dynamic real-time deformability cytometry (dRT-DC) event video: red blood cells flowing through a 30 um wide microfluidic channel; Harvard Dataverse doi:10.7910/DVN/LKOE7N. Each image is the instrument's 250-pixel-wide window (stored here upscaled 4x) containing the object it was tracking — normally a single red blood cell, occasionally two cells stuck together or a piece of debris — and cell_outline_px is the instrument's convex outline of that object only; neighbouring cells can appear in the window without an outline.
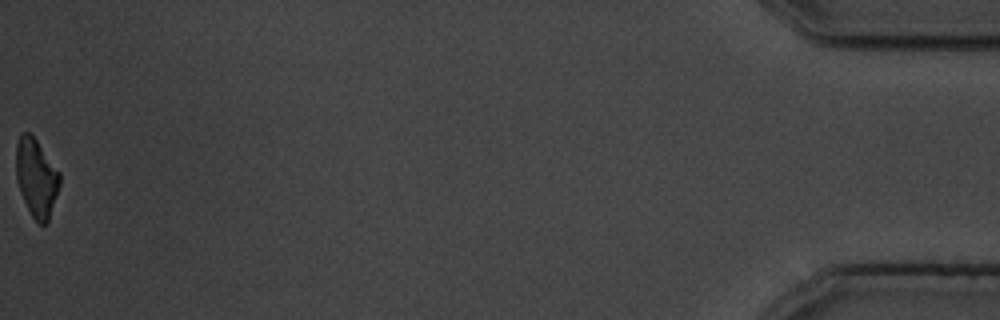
{"species": "common noctule bat (a hibernating species)", "species_latin": "Nyctalus noctula", "temperature_condition": "cold", "stored_images_in_passage": 39, "camera_frame_rate_fps": 3000, "um_per_image_px": 0.085, "animal": {"sex": "male", "body_mass_g": 19.5, "forearm_length_mm": 54.6}, "frame": {"image": 1, "passage_image": 39, "time_ms": 12.667, "image_size_px": [1000, 320], "cell_outline_px": [[60, 184], [48, 224], [40, 224], [32, 216], [24, 200], [16, 180], [16, 144], [20, 136], [24, 132], [28, 132], [36, 140], [60, 172]], "centroid_in_image_um": [3.1, 15.13], "position_along_channel_um": 432.1, "area_um2": 19.71}, "authors_computed_cell_mechanics": {"area_um2": 22.4264, "velocity_mm_per_s": 3.7042, "shape_relaxation_time_tau1_ms": 2.4613, "shape_relaxation_time_tau2_ms": 7.3309, "deformation_change_tau1": 0.1147, "deformation_change_tau2": 0.1581}}